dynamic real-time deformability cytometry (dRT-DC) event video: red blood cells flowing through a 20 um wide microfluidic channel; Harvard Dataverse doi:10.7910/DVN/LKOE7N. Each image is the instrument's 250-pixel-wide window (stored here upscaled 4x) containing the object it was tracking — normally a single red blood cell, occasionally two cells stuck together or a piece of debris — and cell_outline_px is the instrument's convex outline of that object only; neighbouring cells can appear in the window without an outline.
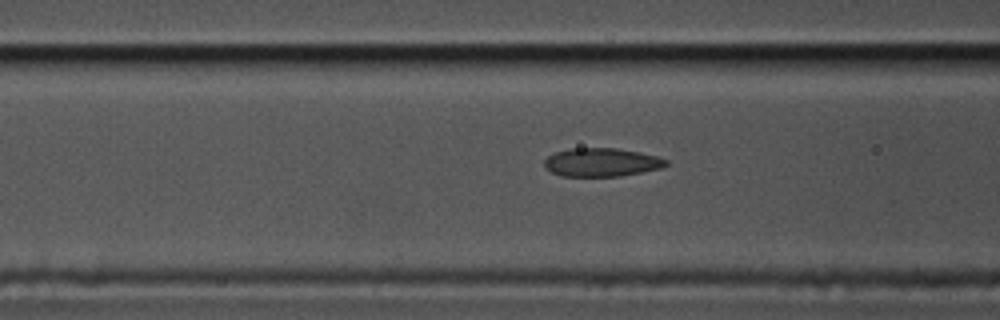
{"species": "common noctule bat (a hibernating species)", "species_latin": "Nyctalus noctula", "temperature_condition": "cold", "stored_images_in_passage": 17, "camera_frame_rate_fps": 3000, "um_per_image_px": 0.085, "animal": {"sex": "male", "body_mass_g": 17.5, "forearm_length_mm": 52.3}, "frame": {"image": 1, "passage_image": 15, "time_ms": 4.667, "image_size_px": [1000, 320], "cell_outline_px": [[668, 164], [664, 168], [620, 176], [564, 176], [552, 172], [544, 168], [544, 160], [548, 156], [556, 152], [568, 148], [616, 148], [640, 152], [656, 156], [668, 160]], "centroid_in_image_um": [51.15, 13.79], "position_along_channel_um": 115.5, "area_um2": 20.29}}